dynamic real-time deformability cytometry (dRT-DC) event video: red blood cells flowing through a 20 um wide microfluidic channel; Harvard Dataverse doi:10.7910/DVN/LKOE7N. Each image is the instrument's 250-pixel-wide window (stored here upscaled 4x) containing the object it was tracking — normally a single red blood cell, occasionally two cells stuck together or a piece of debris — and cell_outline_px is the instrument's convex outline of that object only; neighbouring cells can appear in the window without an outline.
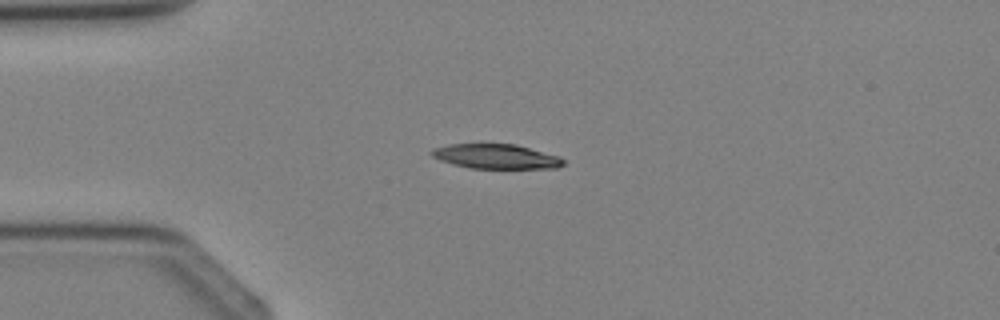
{"species": "Egyptian fruit bat (a non-hibernating species)", "species_latin": "Rousettus aegyptiacus", "temperature_condition": "cold", "stored_images_in_passage": 3, "camera_frame_rate_fps": 3000, "um_per_image_px": 0.085, "animal": {"sex": "female"}, "frame": {"image": 1, "passage_image": 2, "time_ms": 1.333, "image_size_px": [1000, 320], "cell_outline_px": [[564, 164], [556, 168], [468, 168], [440, 160], [432, 156], [428, 152], [432, 148], [448, 144], [516, 144], [560, 156], [564, 160]], "centroid_in_image_um": [42.14, 13.29], "position_along_channel_um": 42.9, "area_um2": 18.96}}